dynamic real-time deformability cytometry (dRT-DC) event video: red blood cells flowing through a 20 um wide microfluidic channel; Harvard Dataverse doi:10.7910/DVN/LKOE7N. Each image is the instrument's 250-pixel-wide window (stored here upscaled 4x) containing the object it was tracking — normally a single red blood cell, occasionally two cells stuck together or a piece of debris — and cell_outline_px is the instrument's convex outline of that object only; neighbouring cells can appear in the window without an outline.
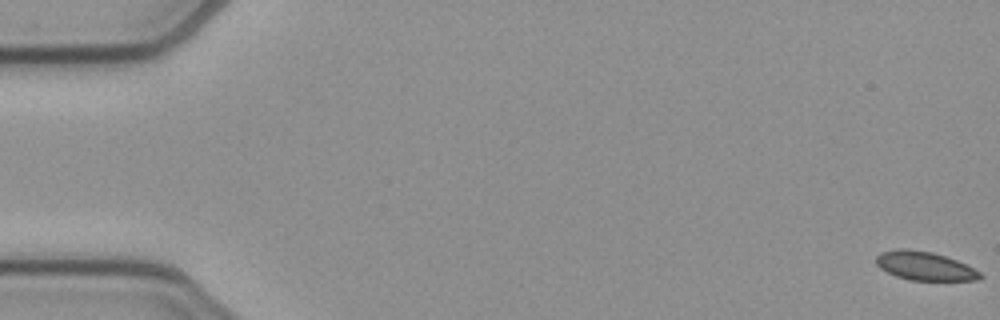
{"species": "common noctule bat (a hibernating species)", "species_latin": "Nyctalus noctula", "temperature_condition": "cold", "stored_images_in_passage": 53, "camera_frame_rate_fps": 3000, "um_per_image_px": 0.085, "animal": {"sex": "female", "body_mass_g": 21.9}, "frame": {"image": 1, "passage_image": 1, "time_ms": 0.0, "image_size_px": [1000, 320], "cell_outline_px": [[984, 276], [976, 280], [908, 280], [896, 276], [880, 268], [876, 264], [876, 256], [880, 252], [896, 248], [908, 248], [932, 252], [956, 260], [980, 272]], "centroid_in_image_um": [78.55, 22.59], "position_along_channel_um": 6.5, "area_um2": 17.34}}
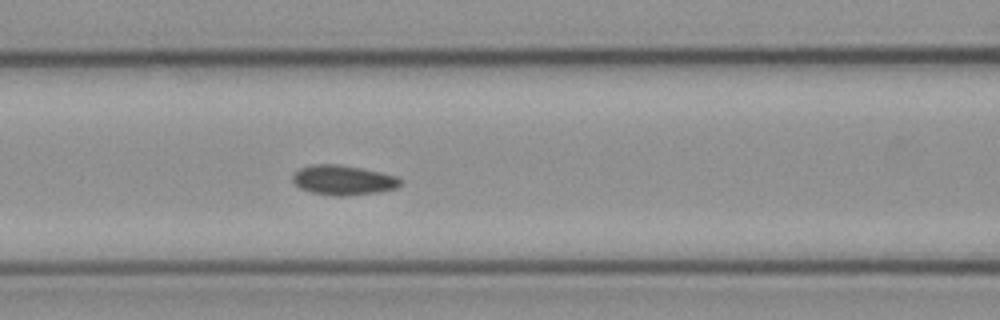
{"frame": {"image": 2, "passage_image": 23, "time_ms": 7.333, "image_size_px": [1000, 320], "cell_outline_px": [[404, 180], [396, 188], [380, 192], [340, 196], [336, 196], [312, 192], [300, 188], [292, 180], [292, 176], [300, 168], [312, 164], [340, 164], [380, 172], [396, 176]], "centroid_in_image_um": [29.19, 15.3], "position_along_channel_um": 137.4, "area_um2": 18.61}}
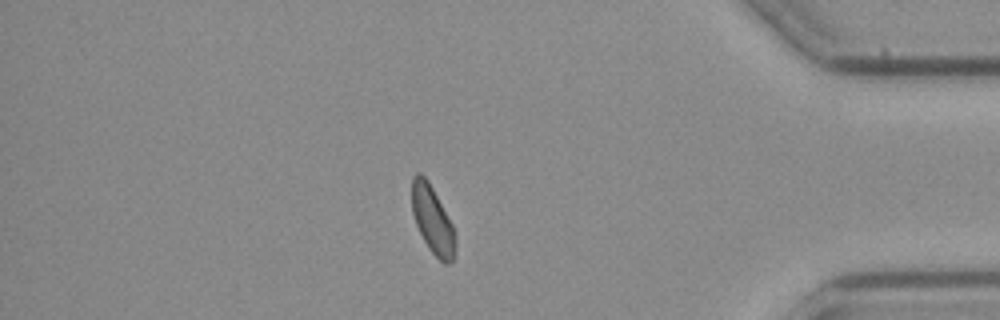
{"frame": {"image": 3, "passage_image": 46, "time_ms": 15.0, "image_size_px": [1000, 320], "cell_outline_px": [[456, 244], [452, 260], [448, 264], [444, 264], [428, 248], [416, 224], [412, 212], [412, 176], [416, 172], [420, 172], [428, 180], [452, 224], [456, 232]], "centroid_in_image_um": [36.76, 18.68], "position_along_channel_um": 398.4, "area_um2": 17.05}, "authors_computed_cell_mechanics": {"area_um2": 18.1492, "velocity_mm_per_s": 3.8844, "shape_relaxation_time_tau1_ms": null, "shape_relaxation_time_tau2_ms": 6.8446, "deformation_change_tau1": null, "deformation_change_tau2": 0.0685}}